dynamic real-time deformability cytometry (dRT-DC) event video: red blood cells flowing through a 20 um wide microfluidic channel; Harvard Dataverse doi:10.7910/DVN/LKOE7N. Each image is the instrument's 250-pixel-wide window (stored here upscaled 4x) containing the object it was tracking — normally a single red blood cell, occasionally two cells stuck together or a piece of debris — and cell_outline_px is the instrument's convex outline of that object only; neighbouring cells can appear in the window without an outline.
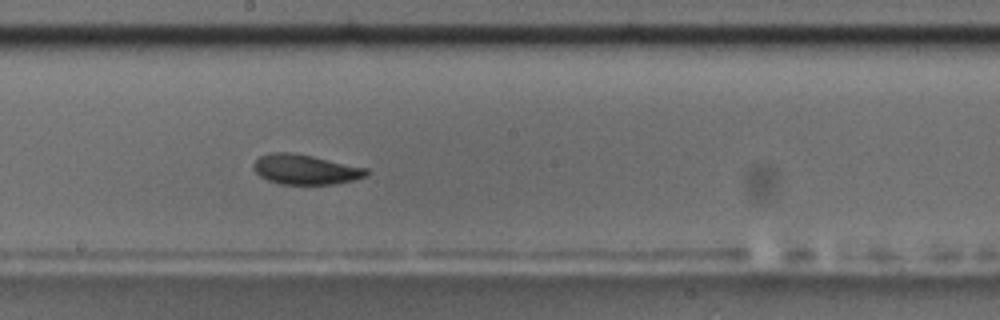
{"species": "common noctule bat (a hibernating species)", "species_latin": "Nyctalus noctula", "temperature_condition": "room temperature", "stored_images_in_passage": 44, "camera_frame_rate_fps": 3000, "um_per_image_px": 0.085, "animal": {"sex": "male", "body_mass_g": 17.5, "forearm_length_mm": 52.3}, "frame": {"image": 1, "passage_image": 19, "time_ms": 6.0, "image_size_px": [1000, 320], "cell_outline_px": [[368, 176], [352, 180], [332, 184], [280, 184], [268, 180], [260, 176], [252, 168], [252, 164], [260, 156], [272, 152], [292, 152], [312, 156], [368, 168]], "centroid_in_image_um": [25.94, 14.4], "position_along_channel_um": 222.3, "area_um2": 19.65}}
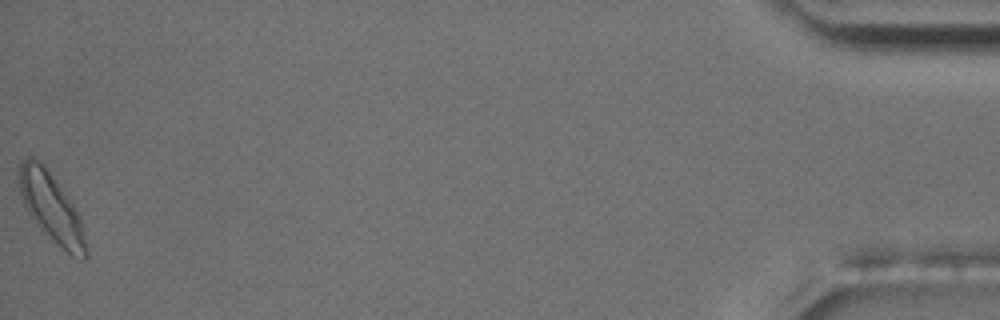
{"frame": {"image": 2, "passage_image": 44, "time_ms": 14.333, "image_size_px": [1000, 320], "cell_outline_px": [[88, 256], [84, 260], [72, 256], [28, 212], [24, 204], [20, 192], [16, 176], [16, 172], [20, 164], [28, 156], [32, 156], [40, 160], [76, 208], [80, 216], [84, 232], [88, 252]], "centroid_in_image_um": [4.36, 17.57], "position_along_channel_um": 430.8, "area_um2": 26.07}, "authors_computed_cell_mechanics": {"area_um2": 20.1433, "velocity_mm_per_s": 3.6539, "shape_relaxation_time_tau1_ms": 6.5931, "shape_relaxation_time_tau2_ms": 3.4172, "deformation_change_tau1": 0.1467, "deformation_change_tau2": 0.0865}}